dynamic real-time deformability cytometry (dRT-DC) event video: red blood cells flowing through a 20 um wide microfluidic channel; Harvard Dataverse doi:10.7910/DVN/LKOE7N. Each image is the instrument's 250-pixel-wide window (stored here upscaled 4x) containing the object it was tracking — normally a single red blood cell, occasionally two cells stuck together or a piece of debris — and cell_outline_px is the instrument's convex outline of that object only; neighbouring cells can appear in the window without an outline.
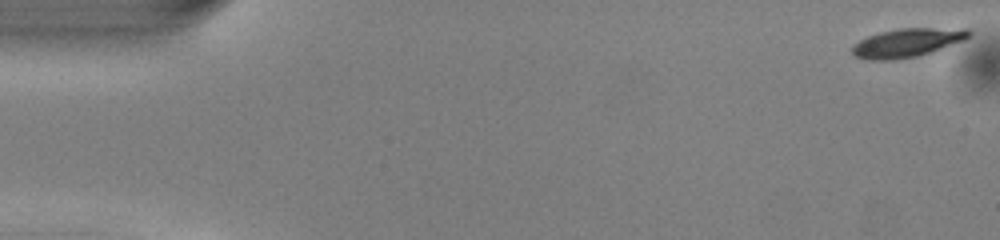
{"species": "common noctule bat (a hibernating species)", "species_latin": "Nyctalus noctula", "temperature_condition": "warm", "stored_images_in_passage": 50, "camera_frame_rate_fps": 3000, "um_per_image_px": 0.085, "animal": {"sex": "male", "body_mass_g": 13.0, "forearm_length_mm": 53.1}, "frame": {"image": 1, "passage_image": 1, "time_ms": 0.0, "image_size_px": [1000, 240], "cell_outline_px": [[972, 32], [964, 40], [932, 52], [916, 56], [896, 60], [864, 60], [856, 56], [852, 52], [852, 44], [868, 36], [880, 32], [900, 28], [968, 28]], "centroid_in_image_um": [77.1, 3.63], "position_along_channel_um": 7.9, "area_um2": 19.59}}
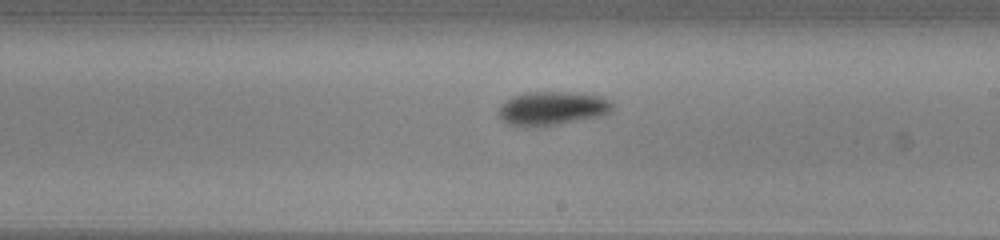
{"frame": {"image": 2, "passage_image": 29, "time_ms": 9.333, "image_size_px": [1000, 240], "cell_outline_px": [[612, 112], [604, 116], [560, 124], [528, 128], [524, 128], [508, 124], [500, 120], [496, 112], [500, 104], [504, 100], [516, 96], [532, 92], [568, 92], [600, 96], [608, 100], [612, 104]], "centroid_in_image_um": [46.89, 9.25], "position_along_channel_um": 242.1, "area_um2": 22.83}}
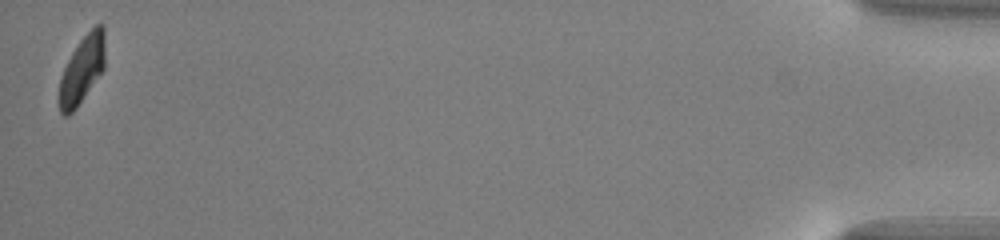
{"frame": {"image": 3, "passage_image": 50, "time_ms": 16.333, "image_size_px": [1000, 240], "cell_outline_px": [[104, 68], [76, 108], [68, 116], [64, 116], [60, 112], [56, 100], [60, 76], [72, 52], [80, 40], [96, 24], [104, 24]], "centroid_in_image_um": [6.92, 5.96], "position_along_channel_um": 428.3, "area_um2": 18.15}, "authors_computed_cell_mechanics": {"area_um2": 20.0855, "velocity_mm_per_s": 4.0553, "shape_relaxation_time_tau1_ms": 1.7891, "shape_relaxation_time_tau2_ms": null, "deformation_change_tau1": 0.1189, "deformation_change_tau2": null}}